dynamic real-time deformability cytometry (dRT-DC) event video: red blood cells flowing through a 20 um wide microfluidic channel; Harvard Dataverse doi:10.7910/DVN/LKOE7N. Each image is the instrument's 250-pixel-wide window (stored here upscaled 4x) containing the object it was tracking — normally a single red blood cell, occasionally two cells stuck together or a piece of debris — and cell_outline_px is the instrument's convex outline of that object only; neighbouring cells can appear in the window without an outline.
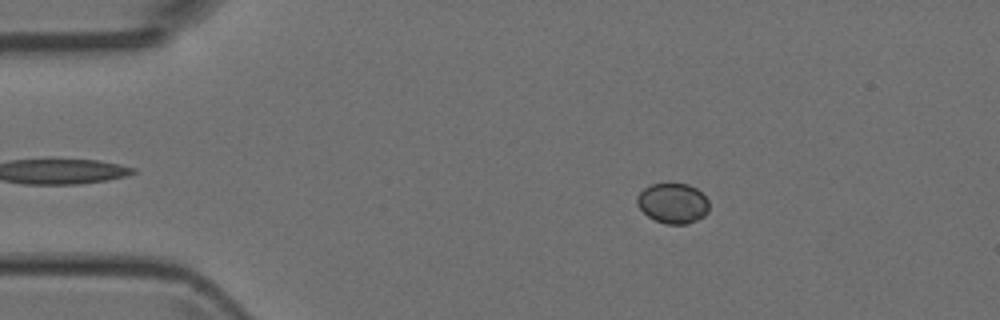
{"species": "Egyptian fruit bat (a non-hibernating species)", "species_latin": "Rousettus aegyptiacus", "temperature_condition": "room temperature", "stored_images_in_passage": 49, "camera_frame_rate_fps": 3000, "um_per_image_px": 0.085, "animal": {"sex": "female"}, "frame": {"image": 1, "passage_image": 8, "time_ms": 2.333, "image_size_px": [1000, 320], "cell_outline_px": [[708, 212], [704, 216], [688, 224], [664, 224], [648, 216], [636, 204], [636, 196], [644, 188], [652, 184], [688, 184], [696, 188], [708, 200]], "centroid_in_image_um": [57.18, 17.28], "position_along_channel_um": 27.8, "area_um2": 16.82}}
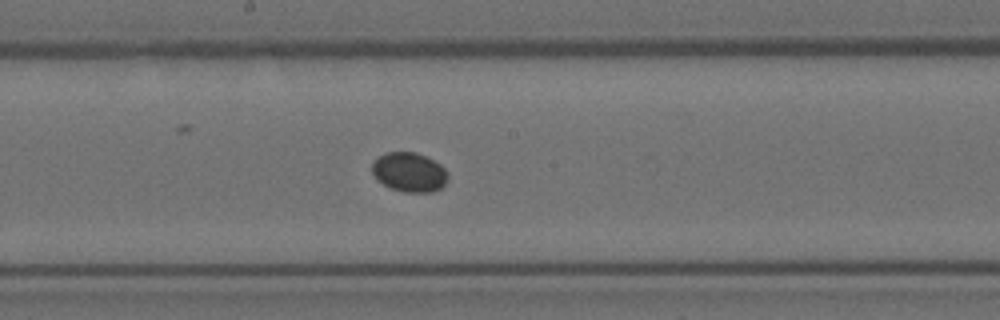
{"frame": {"image": 2, "passage_image": 26, "time_ms": 8.333, "image_size_px": [1000, 320], "cell_outline_px": [[448, 180], [440, 188], [432, 192], [404, 192], [392, 188], [376, 180], [372, 172], [372, 164], [384, 152], [416, 152], [440, 164], [448, 172]], "centroid_in_image_um": [34.79, 14.64], "position_along_channel_um": 213.4, "area_um2": 17.34}}
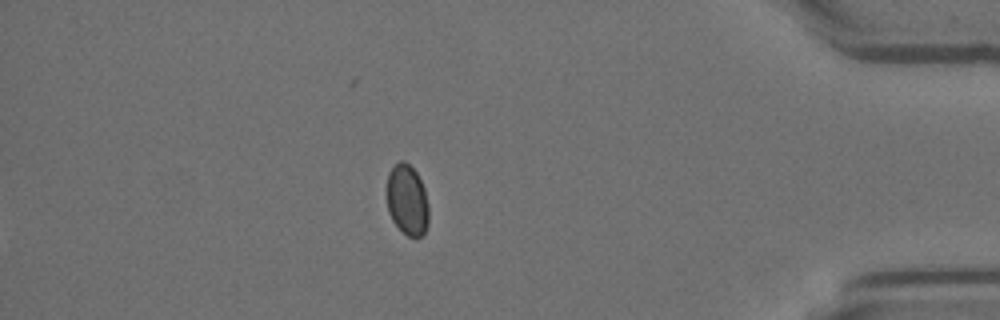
{"frame": {"image": 3, "passage_image": 43, "time_ms": 14.0, "image_size_px": [1000, 320], "cell_outline_px": [[428, 224], [424, 232], [420, 236], [408, 236], [392, 220], [388, 212], [388, 172], [400, 160], [404, 160], [416, 172], [424, 188], [428, 204]], "centroid_in_image_um": [34.62, 16.99], "position_along_channel_um": 400.6, "area_um2": 16.94}}